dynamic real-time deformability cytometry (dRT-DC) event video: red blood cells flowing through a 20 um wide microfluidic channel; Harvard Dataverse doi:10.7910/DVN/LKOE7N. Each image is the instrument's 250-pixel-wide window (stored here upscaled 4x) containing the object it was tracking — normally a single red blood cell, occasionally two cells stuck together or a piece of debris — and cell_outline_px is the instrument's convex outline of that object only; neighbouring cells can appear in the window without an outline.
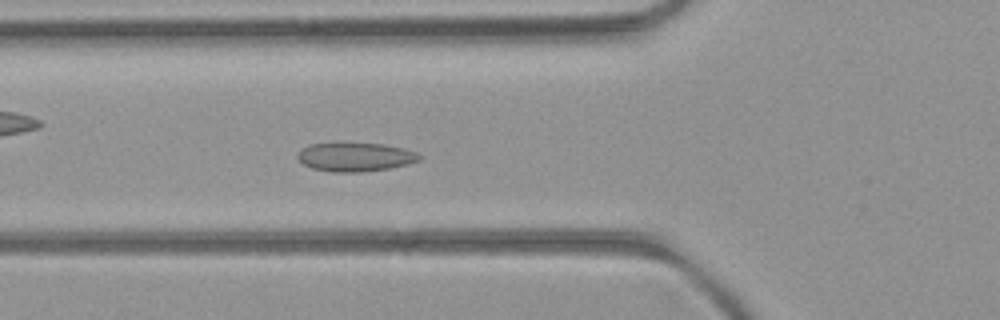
{"species": "common noctule bat (a hibernating species)", "species_latin": "Nyctalus noctula", "temperature_condition": "room temperature", "stored_images_in_passage": 51, "camera_frame_rate_fps": 3000, "um_per_image_px": 0.085, "animal": {"sex": "female", "body_mass_g": 21.9}, "frame": {"image": 1, "passage_image": 18, "time_ms": 5.667, "image_size_px": [1000, 320], "cell_outline_px": [[424, 156], [420, 160], [408, 164], [388, 168], [364, 172], [332, 172], [312, 168], [304, 164], [296, 156], [308, 144], [384, 144], [404, 148], [416, 152]], "centroid_in_image_um": [30.26, 13.36], "position_along_channel_um": 95.5, "area_um2": 20.17}}
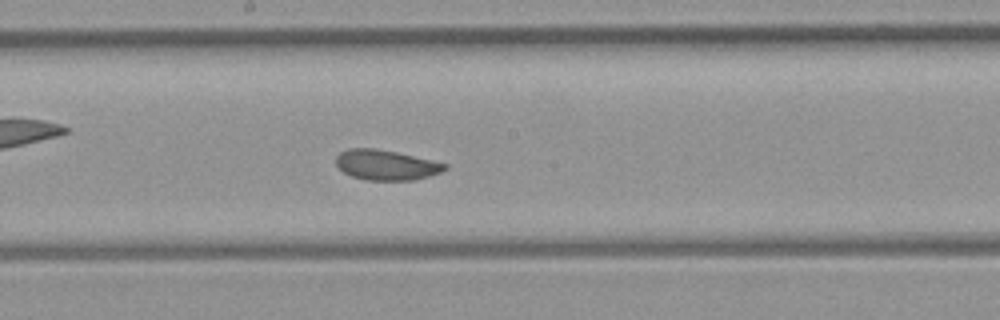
{"frame": {"image": 2, "passage_image": 27, "time_ms": 8.667, "image_size_px": [1000, 320], "cell_outline_px": [[448, 168], [440, 172], [416, 180], [364, 180], [352, 176], [344, 172], [336, 164], [336, 156], [340, 152], [348, 148], [376, 148], [396, 152], [432, 160], [448, 164]], "centroid_in_image_um": [32.81, 14.02], "position_along_channel_um": 215.4, "area_um2": 19.13}}
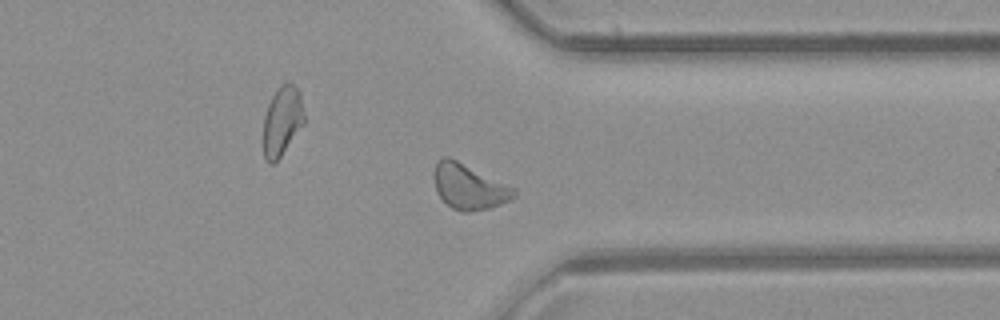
{"frame": {"image": 3, "passage_image": 39, "time_ms": 12.667, "image_size_px": [1000, 320], "cell_outline_px": [[516, 196], [492, 208], [468, 212], [464, 212], [452, 208], [436, 192], [432, 172], [436, 160], [444, 156], [448, 156], [516, 188]], "centroid_in_image_um": [39.83, 15.85], "position_along_channel_um": 371.6, "area_um2": 21.21}}